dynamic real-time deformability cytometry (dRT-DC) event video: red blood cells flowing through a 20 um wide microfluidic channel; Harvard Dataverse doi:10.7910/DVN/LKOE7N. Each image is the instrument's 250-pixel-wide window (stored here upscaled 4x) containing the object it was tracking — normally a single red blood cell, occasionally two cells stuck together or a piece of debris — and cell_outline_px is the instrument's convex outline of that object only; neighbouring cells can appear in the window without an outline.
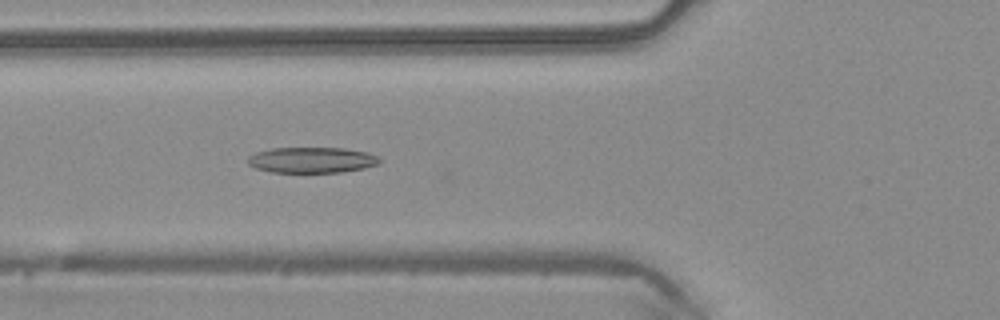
{"species": "common noctule bat (a hibernating species)", "species_latin": "Nyctalus noctula", "temperature_condition": "warm", "stored_images_in_passage": 40, "camera_frame_rate_fps": 3000, "um_per_image_px": 0.085, "animal": {"sex": "male", "body_mass_g": 20.4}, "frame": {"image": 1, "passage_image": 9, "time_ms": 2.667, "image_size_px": [1000, 320], "cell_outline_px": [[380, 164], [364, 168], [344, 172], [272, 172], [256, 168], [248, 164], [248, 156], [256, 152], [272, 148], [344, 148], [368, 152], [376, 156], [380, 160]], "centroid_in_image_um": [26.52, 13.6], "position_along_channel_um": 99.3, "area_um2": 19.77}}
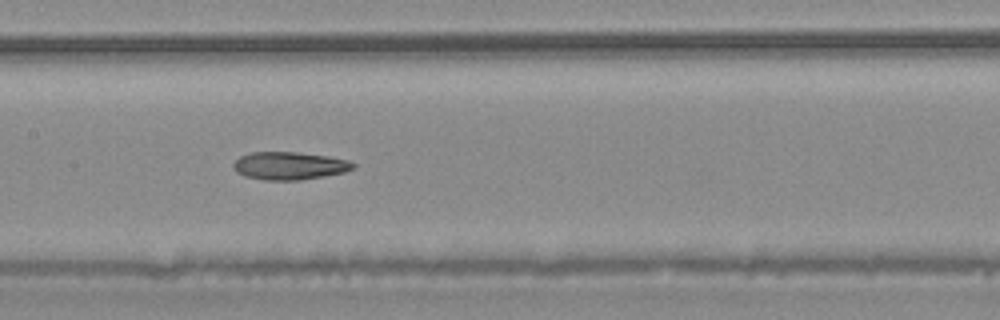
{"frame": {"image": 2, "passage_image": 15, "time_ms": 4.667, "image_size_px": [1000, 320], "cell_outline_px": [[356, 168], [344, 172], [324, 176], [300, 180], [264, 180], [244, 176], [236, 172], [232, 168], [232, 164], [240, 156], [252, 152], [296, 152], [328, 156], [348, 160], [356, 164]], "centroid_in_image_um": [24.59, 14.09], "position_along_channel_um": 182.8, "area_um2": 19.54}}
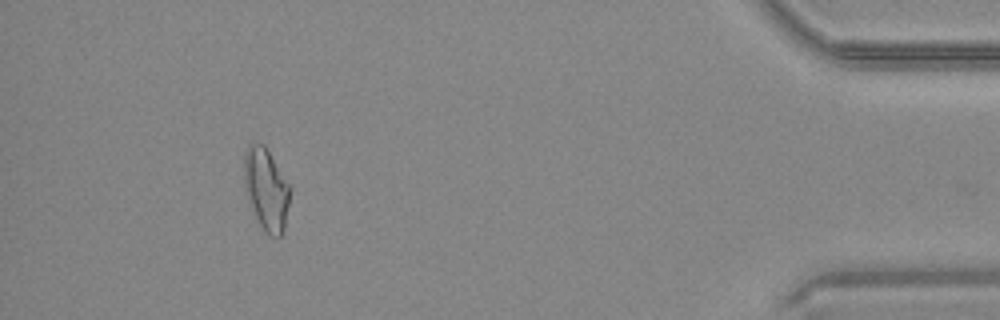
{"frame": {"image": 3, "passage_image": 36, "time_ms": 11.667, "image_size_px": [1000, 320], "cell_outline_px": [[292, 188], [284, 228], [280, 236], [268, 236], [264, 232], [248, 200], [244, 188], [244, 152], [248, 144], [252, 140], [264, 144]], "centroid_in_image_um": [22.62, 16.03], "position_along_channel_um": 412.6, "area_um2": 22.25}, "authors_computed_cell_mechanics": {"area_um2": 19.9699, "velocity_mm_per_s": 4.1442, "shape_relaxation_time_tau1_ms": 10.9498, "shape_relaxation_time_tau2_ms": null, "deformation_change_tau1": 0.2556, "deformation_change_tau2": null}}